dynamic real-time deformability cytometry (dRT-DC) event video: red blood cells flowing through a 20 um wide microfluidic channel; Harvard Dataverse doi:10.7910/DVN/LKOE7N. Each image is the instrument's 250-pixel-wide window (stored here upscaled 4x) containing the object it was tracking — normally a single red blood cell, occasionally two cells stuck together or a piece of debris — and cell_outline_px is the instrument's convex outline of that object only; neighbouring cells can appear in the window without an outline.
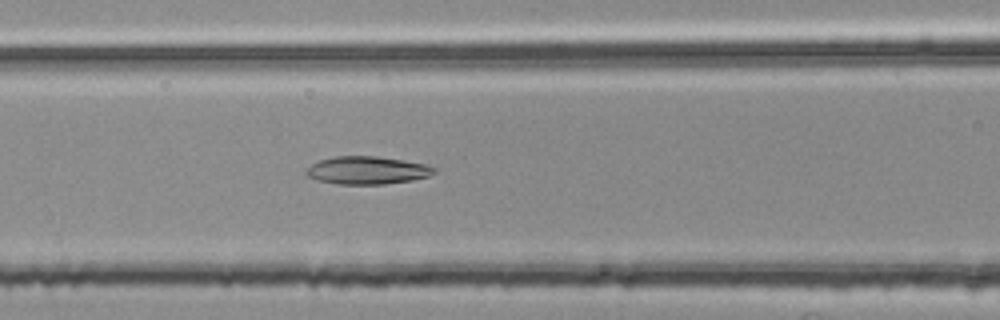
{"species": "common noctule bat (a hibernating species)", "species_latin": "Nyctalus noctula", "temperature_condition": "room temperature", "stored_images_in_passage": 44, "camera_frame_rate_fps": 3000, "um_per_image_px": 0.085, "animal": {"sex": "female", "body_mass_g": 25.1}, "frame": {"image": 1, "passage_image": 16, "time_ms": 5.0, "image_size_px": [1000, 320], "cell_outline_px": [[436, 172], [428, 176], [412, 180], [384, 184], [336, 184], [320, 180], [308, 176], [304, 172], [312, 164], [320, 160], [336, 156], [376, 156], [404, 160], [424, 164], [436, 168]], "centroid_in_image_um": [31.22, 14.47], "position_along_channel_um": 135.4, "area_um2": 20.58}}
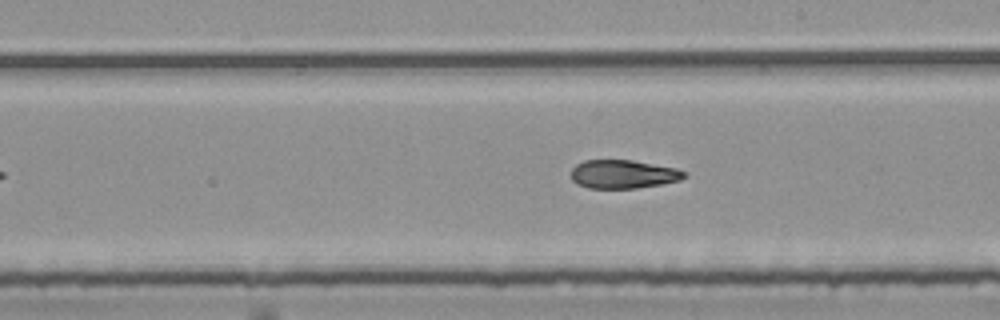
{"frame": {"image": 2, "passage_image": 24, "time_ms": 7.667, "image_size_px": [1000, 320], "cell_outline_px": [[688, 176], [680, 180], [660, 184], [636, 188], [588, 188], [576, 184], [572, 180], [572, 168], [576, 164], [584, 160], [632, 160], [676, 168], [688, 172]], "centroid_in_image_um": [52.98, 14.8], "position_along_channel_um": 236.0, "area_um2": 18.9}}
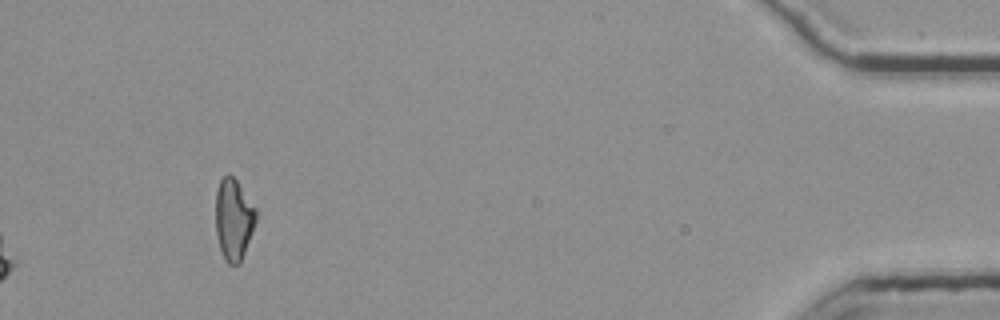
{"frame": {"image": 3, "passage_image": 44, "time_ms": 14.333, "image_size_px": [1000, 320], "cell_outline_px": [[256, 220], [252, 232], [240, 264], [228, 264], [224, 260], [220, 248], [216, 232], [216, 192], [220, 180], [228, 172], [236, 180], [256, 208]], "centroid_in_image_um": [19.85, 18.65], "position_along_channel_um": 415.3, "area_um2": 19.02}, "authors_computed_cell_mechanics": {"area_um2": 19.7387, "velocity_mm_per_s": 3.7877, "shape_relaxation_time_tau1_ms": 6.3348, "shape_relaxation_time_tau2_ms": 2.5825, "deformation_change_tau1": 0.19, "deformation_change_tau2": 0.0998}}